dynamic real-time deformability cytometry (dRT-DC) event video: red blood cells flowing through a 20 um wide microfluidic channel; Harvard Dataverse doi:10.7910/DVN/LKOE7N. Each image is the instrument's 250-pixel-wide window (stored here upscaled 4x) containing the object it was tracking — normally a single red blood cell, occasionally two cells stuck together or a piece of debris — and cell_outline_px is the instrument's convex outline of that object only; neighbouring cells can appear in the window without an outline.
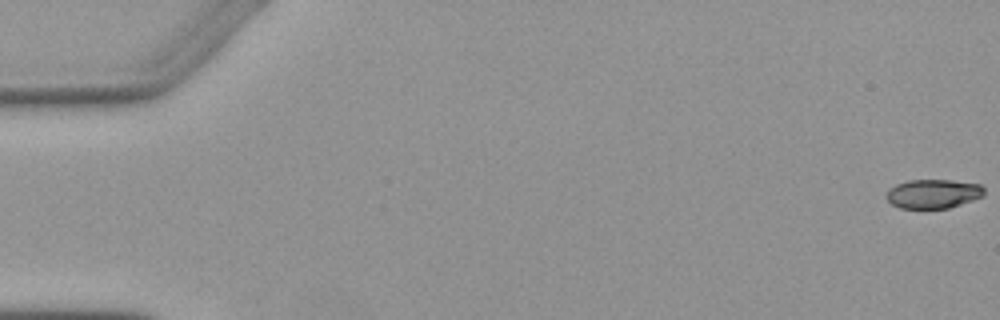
{"species": "Egyptian fruit bat (a non-hibernating species)", "species_latin": "Rousettus aegyptiacus", "temperature_condition": "warm", "stored_images_in_passage": 7, "camera_frame_rate_fps": 3000, "um_per_image_px": 0.085, "animal": {"sex": "female"}, "frame": {"image": 1, "passage_image": 1, "time_ms": 0.0, "image_size_px": [1000, 320], "cell_outline_px": [[984, 196], [948, 208], [900, 208], [892, 204], [884, 196], [888, 188], [896, 184], [908, 180], [952, 180], [980, 184], [984, 188]], "centroid_in_image_um": [79.29, 16.46], "position_along_channel_um": 5.7, "area_um2": 16.65}}
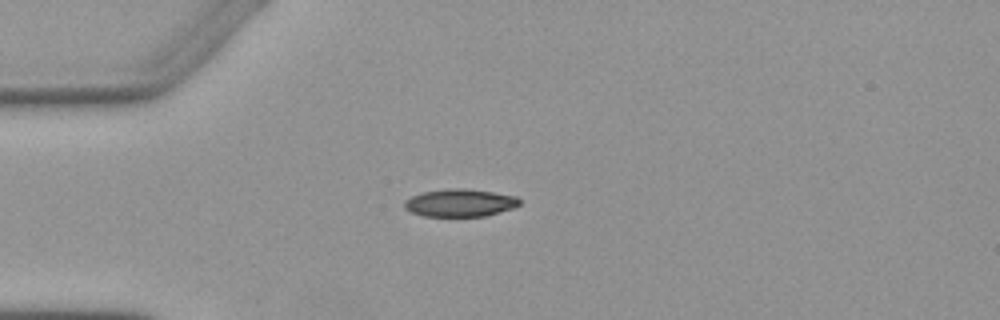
{"frame": {"image": 2, "passage_image": 5, "time_ms": 4.667, "image_size_px": [1000, 320], "cell_outline_px": [[520, 204], [512, 208], [484, 216], [424, 216], [412, 212], [404, 208], [404, 200], [412, 196], [424, 192], [448, 188], [464, 188], [492, 192], [516, 196], [520, 200]], "centroid_in_image_um": [39.08, 17.23], "position_along_channel_um": 45.9, "area_um2": 18.38}}
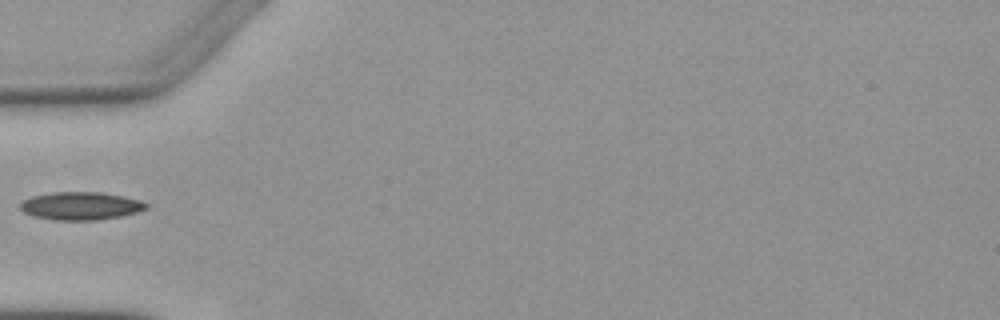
{"frame": {"image": 3, "passage_image": 6, "time_ms": 6.0, "image_size_px": [1000, 320], "cell_outline_px": [[148, 208], [136, 212], [120, 216], [96, 220], [52, 220], [36, 216], [24, 212], [20, 208], [20, 204], [24, 200], [32, 196], [52, 192], [100, 192], [124, 196], [140, 200], [148, 204]], "centroid_in_image_um": [6.87, 17.49], "position_along_channel_um": 78.1, "area_um2": 20.4}}